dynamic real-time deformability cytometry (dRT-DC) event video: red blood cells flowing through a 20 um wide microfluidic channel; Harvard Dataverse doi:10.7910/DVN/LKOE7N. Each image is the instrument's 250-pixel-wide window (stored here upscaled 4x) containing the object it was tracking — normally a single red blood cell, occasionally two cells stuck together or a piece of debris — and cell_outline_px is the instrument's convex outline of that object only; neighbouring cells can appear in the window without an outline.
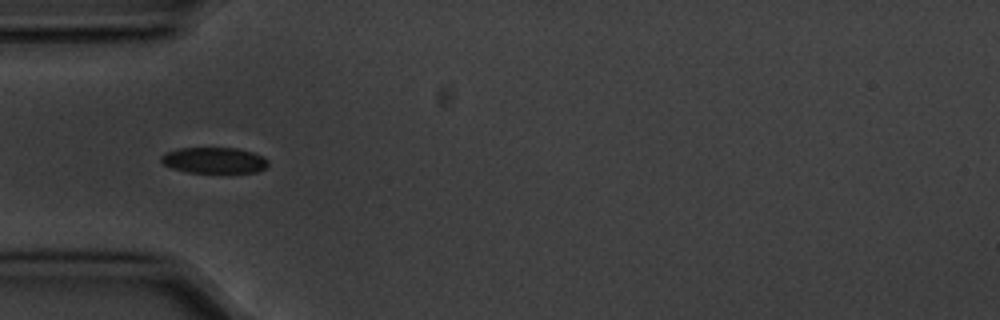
{"species": "common noctule bat (a hibernating species)", "species_latin": "Nyctalus noctula", "temperature_condition": "cold", "stored_images_in_passage": 12, "camera_frame_rate_fps": 3000, "um_per_image_px": 0.085, "animal": {"sex": "male", "body_mass_g": 20.1, "forearm_length_mm": 53.5}, "frame": {"image": 1, "passage_image": 4, "time_ms": 1.0, "image_size_px": [1000, 320], "cell_outline_px": [[268, 164], [264, 168], [256, 172], [188, 172], [172, 168], [164, 164], [160, 160], [160, 156], [168, 152], [180, 148], [236, 148], [252, 152], [264, 156], [268, 160]], "centroid_in_image_um": [18.21, 13.62], "position_along_channel_um": 66.8, "area_um2": 16.01}}